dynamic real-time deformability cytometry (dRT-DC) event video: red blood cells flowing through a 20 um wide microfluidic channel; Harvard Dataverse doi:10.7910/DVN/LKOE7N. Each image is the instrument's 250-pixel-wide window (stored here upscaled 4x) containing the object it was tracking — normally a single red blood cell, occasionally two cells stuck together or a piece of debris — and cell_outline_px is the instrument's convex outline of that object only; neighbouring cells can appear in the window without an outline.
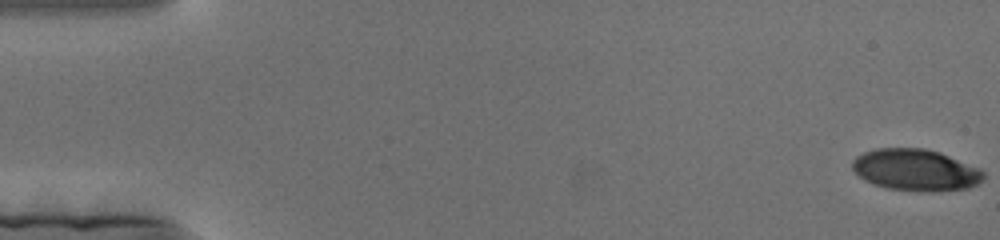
{"species": "human", "species_latin": "Homo sapiens", "temperature_condition": "cold", "stored_images_in_passage": 179, "camera_frame_rate_fps": 3000, "um_per_image_px": 0.085, "donor": {"sex": "female"}, "frame": {"image": 1, "passage_image": 1, "time_ms": 0.0, "image_size_px": [1000, 240], "cell_outline_px": [[984, 180], [968, 188], [932, 192], [888, 188], [872, 184], [864, 180], [852, 168], [852, 160], [856, 156], [864, 152], [876, 148], [924, 148], [940, 152], [980, 168], [984, 172]], "centroid_in_image_um": [77.84, 14.44], "position_along_channel_um": 7.2, "area_um2": 31.91}}
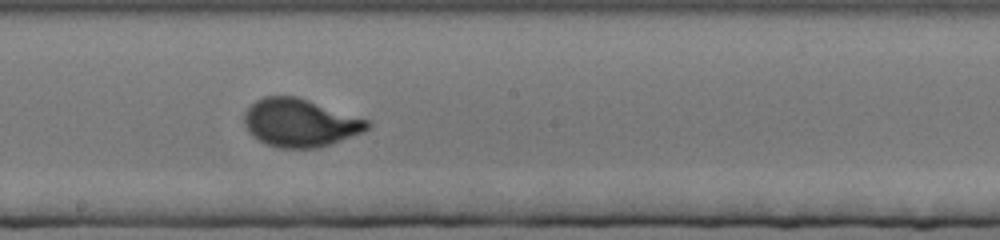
{"frame": {"image": 2, "passage_image": 99, "time_ms": 32.667, "image_size_px": [1000, 240], "cell_outline_px": [[372, 124], [368, 128], [360, 132], [332, 144], [316, 148], [280, 148], [264, 144], [252, 136], [248, 132], [244, 124], [244, 112], [256, 100], [264, 96], [296, 96], [372, 120]], "centroid_in_image_um": [25.5, 10.44], "position_along_channel_um": 222.7, "area_um2": 34.68}}
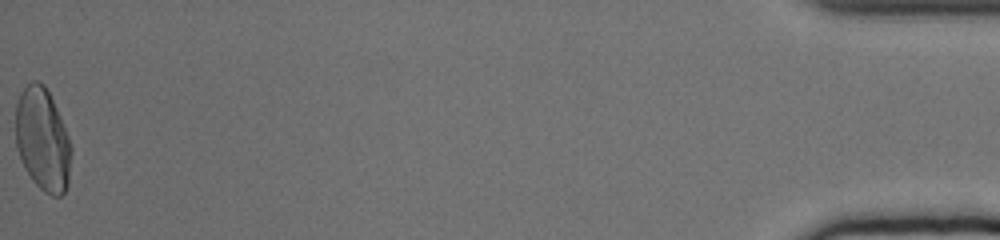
{"frame": {"image": 3, "passage_image": 179, "time_ms": 59.333, "image_size_px": [1000, 240], "cell_outline_px": [[72, 152], [68, 184], [64, 192], [60, 196], [52, 196], [44, 192], [32, 180], [24, 168], [20, 160], [16, 148], [16, 104], [20, 92], [32, 80], [36, 80], [44, 84], [60, 116], [68, 136], [72, 148]], "centroid_in_image_um": [3.62, 11.89], "position_along_channel_um": 431.6, "area_um2": 33.52}}